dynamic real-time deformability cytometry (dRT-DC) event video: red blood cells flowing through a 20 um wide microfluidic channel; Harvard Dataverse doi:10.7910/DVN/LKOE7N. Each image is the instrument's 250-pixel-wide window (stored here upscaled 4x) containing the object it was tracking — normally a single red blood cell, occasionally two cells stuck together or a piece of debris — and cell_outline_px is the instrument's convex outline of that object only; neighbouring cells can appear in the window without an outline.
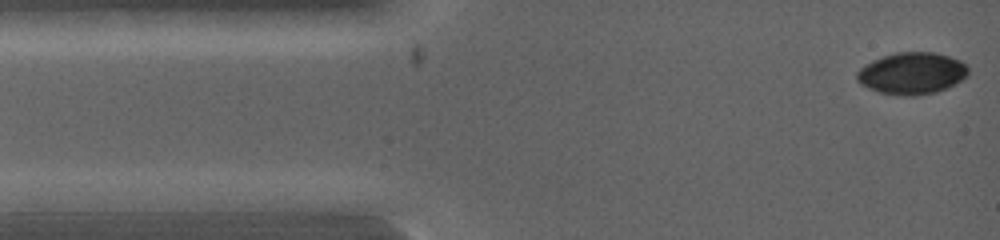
{"species": "common noctule bat (a hibernating species)", "species_latin": "Nyctalus noctula", "temperature_condition": "warm", "stored_images_in_passage": 19, "camera_frame_rate_fps": 5000, "um_per_image_px": 0.085, "animal": {"sex": "female", "body_mass_g": 19.0, "forearm_length_mm": 53.3}, "frame": {"image": 1, "passage_image": 1, "time_ms": 0.0, "image_size_px": [1000, 240], "cell_outline_px": [[968, 76], [936, 92], [912, 96], [904, 96], [880, 92], [868, 88], [860, 84], [856, 80], [856, 72], [864, 64], [872, 60], [896, 52], [936, 52], [960, 60], [968, 68]], "centroid_in_image_um": [77.47, 6.22], "position_along_channel_um": 7.5, "area_um2": 27.05}}
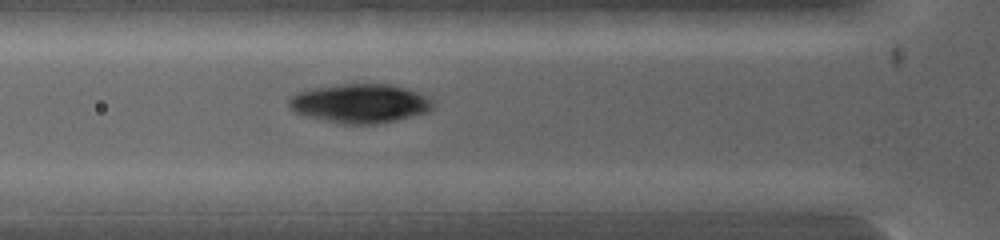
{"frame": {"image": 2, "passage_image": 6, "time_ms": 2.6, "image_size_px": [1000, 240], "cell_outline_px": [[436, 104], [428, 112], [396, 120], [376, 124], [340, 124], [304, 116], [288, 108], [288, 96], [296, 92], [312, 88], [336, 84], [392, 84], [408, 88], [428, 96]], "centroid_in_image_um": [30.58, 8.78], "position_along_channel_um": 95.2, "area_um2": 33.35}}
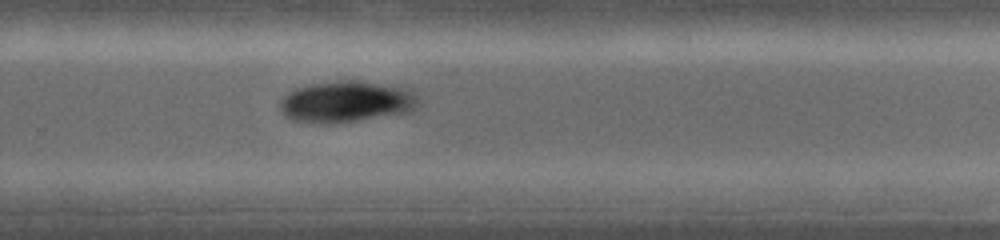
{"frame": {"image": 3, "passage_image": 19, "time_ms": 6.0, "image_size_px": [1000, 240], "cell_outline_px": [[420, 104], [416, 108], [408, 112], [360, 120], [332, 124], [320, 124], [292, 120], [284, 116], [280, 112], [280, 100], [288, 92], [296, 88], [312, 84], [340, 80], [360, 80], [412, 88]], "centroid_in_image_um": [29.45, 8.64], "position_along_channel_um": 300.4, "area_um2": 33.93}}